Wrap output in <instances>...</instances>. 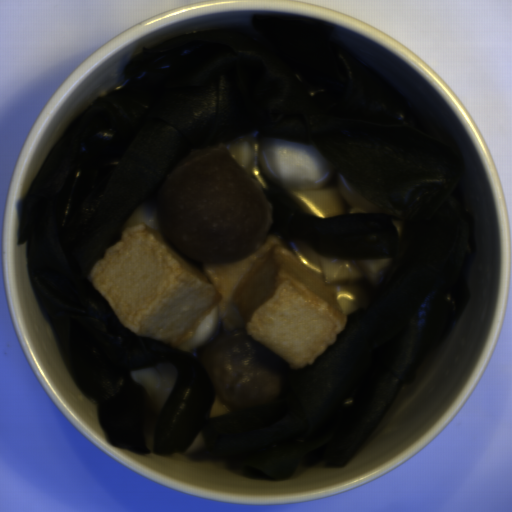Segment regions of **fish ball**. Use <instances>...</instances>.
Listing matches in <instances>:
<instances>
[{
    "label": "fish ball",
    "mask_w": 512,
    "mask_h": 512,
    "mask_svg": "<svg viewBox=\"0 0 512 512\" xmlns=\"http://www.w3.org/2000/svg\"><path fill=\"white\" fill-rule=\"evenodd\" d=\"M87 277L133 334L175 347L215 305L228 333L244 330L294 369L321 357L347 319L331 285L279 237L264 238L237 262L206 263L140 223L124 230Z\"/></svg>",
    "instance_id": "1"
},
{
    "label": "fish ball",
    "mask_w": 512,
    "mask_h": 512,
    "mask_svg": "<svg viewBox=\"0 0 512 512\" xmlns=\"http://www.w3.org/2000/svg\"><path fill=\"white\" fill-rule=\"evenodd\" d=\"M239 167L256 165L276 186L288 190L321 188L334 175V165L315 147L279 138L241 137L224 144Z\"/></svg>",
    "instance_id": "2"
}]
</instances>
